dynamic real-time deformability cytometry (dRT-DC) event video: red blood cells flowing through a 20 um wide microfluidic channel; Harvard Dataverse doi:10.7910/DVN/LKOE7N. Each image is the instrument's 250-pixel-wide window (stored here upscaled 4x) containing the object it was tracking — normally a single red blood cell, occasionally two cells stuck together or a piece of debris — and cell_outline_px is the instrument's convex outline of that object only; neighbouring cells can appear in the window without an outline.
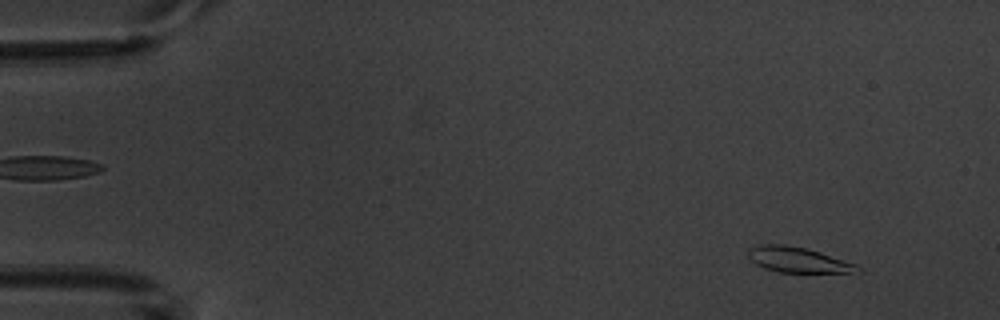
{"species": "common noctule bat (a hibernating species)", "species_latin": "Nyctalus noctula", "temperature_condition": "warm", "stored_images_in_passage": 6, "camera_frame_rate_fps": 3000, "um_per_image_px": 0.085, "animal": {"sex": "male", "body_mass_g": 20.1, "forearm_length_mm": 53.5}, "frame": {"image": 1, "passage_image": 1, "time_ms": 0.0, "image_size_px": [1000, 320], "cell_outline_px": [[864, 272], [776, 272], [764, 268], [756, 264], [748, 256], [748, 248], [760, 244], [784, 244], [804, 248], [820, 252], [856, 264]], "centroid_in_image_um": [67.8, 22.08], "position_along_channel_um": 17.2, "area_um2": 16.07}}
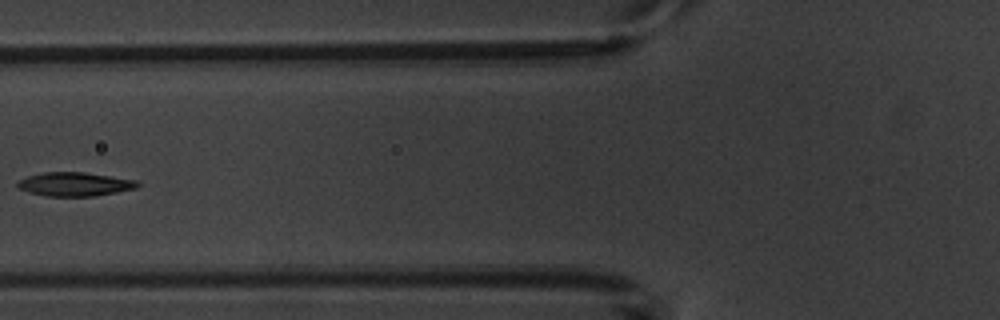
{"frame": {"image": 2, "passage_image": 5, "time_ms": 5.667, "image_size_px": [1000, 320], "cell_outline_px": [[140, 184], [136, 188], [96, 196], [44, 196], [28, 192], [20, 188], [16, 184], [20, 180], [28, 176], [44, 172], [84, 172], [136, 180]], "centroid_in_image_um": [6.35, 15.66], "position_along_channel_um": 119.4, "area_um2": 16.53}}
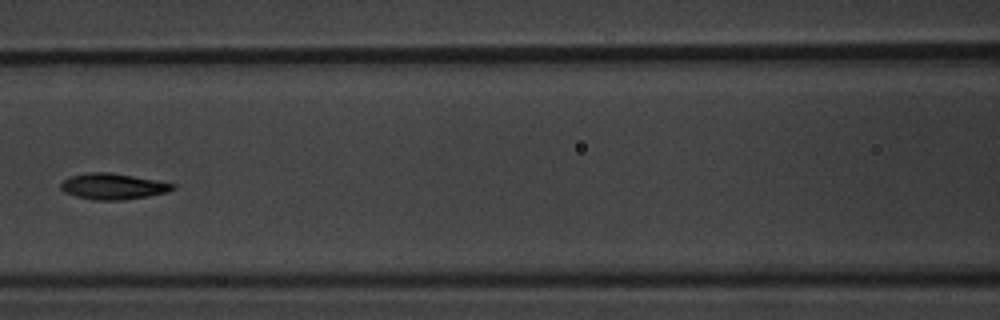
{"frame": {"image": 3, "passage_image": 6, "time_ms": 6.667, "image_size_px": [1000, 320], "cell_outline_px": [[176, 188], [168, 192], [148, 196], [120, 200], [92, 200], [76, 196], [64, 192], [60, 188], [60, 184], [68, 176], [88, 172], [108, 172], [156, 180], [176, 184]], "centroid_in_image_um": [9.59, 15.84], "position_along_channel_um": 157.0, "area_um2": 16.99}}